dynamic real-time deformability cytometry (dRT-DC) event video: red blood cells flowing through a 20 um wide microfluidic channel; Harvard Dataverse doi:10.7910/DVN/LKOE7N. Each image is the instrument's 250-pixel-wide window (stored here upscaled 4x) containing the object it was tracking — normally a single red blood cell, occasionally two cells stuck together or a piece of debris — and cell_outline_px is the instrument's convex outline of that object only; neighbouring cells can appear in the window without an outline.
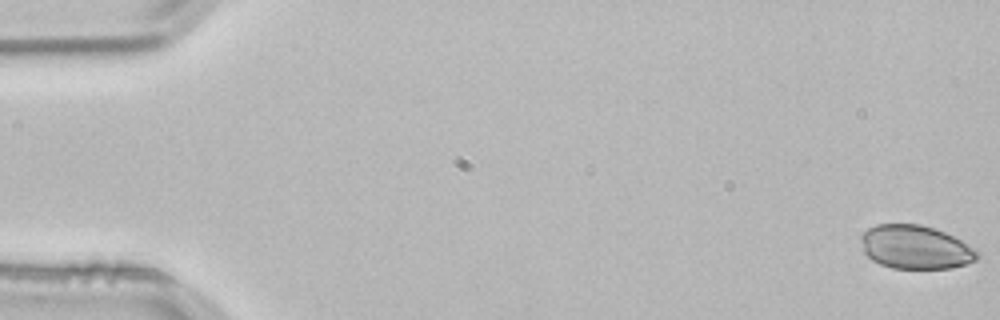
{"species": "common noctule bat (a hibernating species)", "species_latin": "Nyctalus noctula", "temperature_condition": "room temperature", "stored_images_in_passage": 53, "camera_frame_rate_fps": 3000, "um_per_image_px": 0.085, "animal": {"sex": "male", "body_mass_g": 21.5, "forearm_length_mm": 52.0}, "frame": {"image": 1, "passage_image": 1, "time_ms": 0.0, "image_size_px": [1000, 320], "cell_outline_px": [[980, 256], [976, 260], [968, 264], [952, 268], [892, 268], [880, 264], [872, 260], [864, 252], [860, 240], [860, 236], [868, 228], [876, 224], [920, 224], [944, 232], [968, 244], [980, 252]], "centroid_in_image_um": [77.82, 21.01], "position_along_channel_um": 7.2, "area_um2": 29.65}}
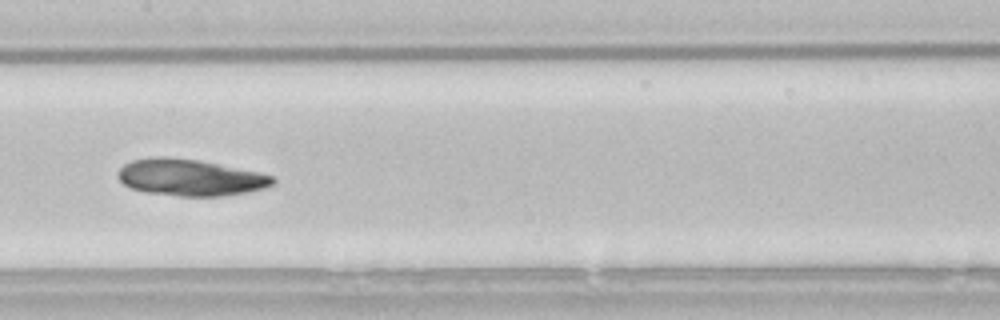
{"frame": {"image": 2, "passage_image": 27, "time_ms": 8.667, "image_size_px": [1000, 320], "cell_outline_px": [[276, 180], [272, 184], [264, 188], [224, 196], [176, 196], [148, 192], [132, 188], [124, 184], [120, 180], [120, 168], [124, 164], [132, 160], [156, 156], [164, 156], [196, 160], [256, 172], [272, 176]], "centroid_in_image_um": [16.13, 15.09], "position_along_channel_um": 191.3, "area_um2": 32.37}}
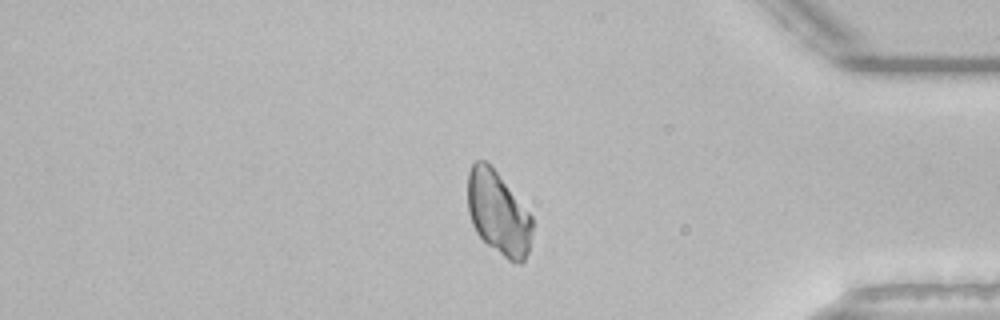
{"frame": {"image": 3, "passage_image": 45, "time_ms": 14.667, "image_size_px": [1000, 320], "cell_outline_px": [[532, 228], [528, 252], [524, 260], [520, 264], [508, 260], [488, 244], [476, 232], [472, 224], [468, 212], [468, 172], [472, 164], [476, 160], [484, 160], [496, 172], [532, 216]], "centroid_in_image_um": [42.34, 18.13], "position_along_channel_um": 392.9, "area_um2": 30.92}}